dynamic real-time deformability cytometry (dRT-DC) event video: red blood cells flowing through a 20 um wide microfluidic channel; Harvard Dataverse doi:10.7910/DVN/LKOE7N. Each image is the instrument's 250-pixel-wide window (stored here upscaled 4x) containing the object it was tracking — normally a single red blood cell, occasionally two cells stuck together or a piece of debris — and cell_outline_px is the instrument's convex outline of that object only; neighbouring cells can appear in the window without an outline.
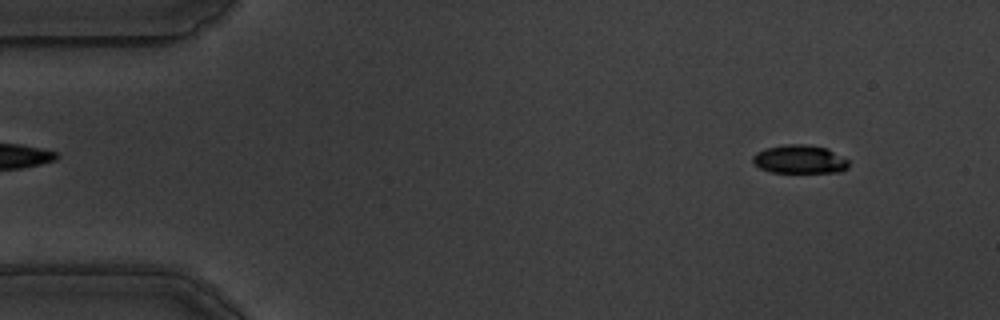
{"species": "common noctule bat (a hibernating species)", "species_latin": "Nyctalus noctula", "temperature_condition": "warm", "stored_images_in_passage": 53, "camera_frame_rate_fps": 3000, "um_per_image_px": 0.085, "animal": {"sex": "male", "body_mass_g": 19.5, "forearm_length_mm": 54.6}, "frame": {"image": 1, "passage_image": 1, "time_ms": 0.0, "image_size_px": [1000, 320], "cell_outline_px": [[848, 168], [840, 172], [772, 172], [760, 168], [752, 160], [752, 156], [756, 152], [764, 148], [788, 144], [804, 144], [828, 148], [848, 160]], "centroid_in_image_um": [67.97, 13.53], "position_along_channel_um": 17.0, "area_um2": 15.9}}
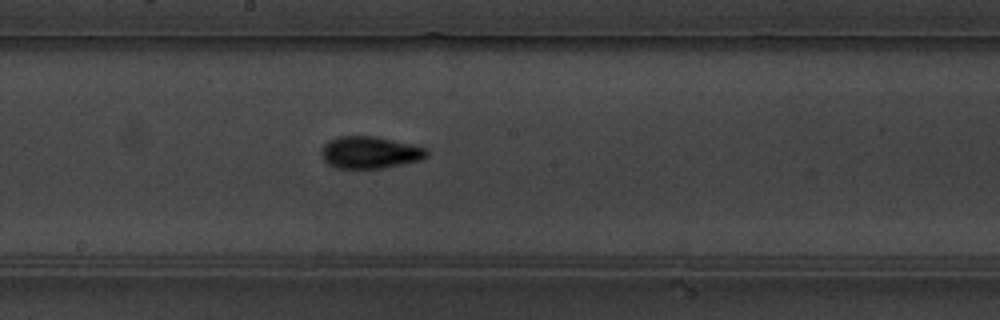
{"frame": {"image": 2, "passage_image": 26, "time_ms": 8.333, "image_size_px": [1000, 320], "cell_outline_px": [[428, 156], [420, 160], [380, 168], [340, 168], [328, 164], [324, 160], [324, 144], [328, 140], [340, 136], [376, 136], [420, 144], [428, 148]], "centroid_in_image_um": [31.55, 12.93], "position_along_channel_um": 216.7, "area_um2": 19.77}}
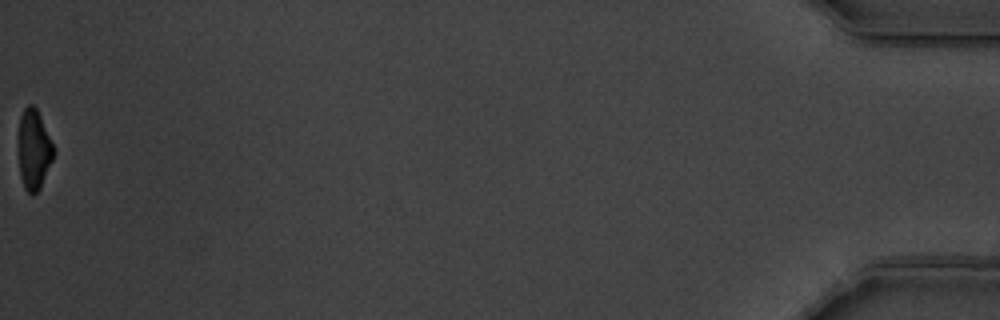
{"frame": {"image": 3, "passage_image": 53, "time_ms": 17.333, "image_size_px": [1000, 320], "cell_outline_px": [[56, 152], [40, 188], [32, 196], [24, 188], [20, 176], [16, 136], [20, 116], [24, 108], [28, 104], [32, 104], [36, 108], [56, 148]], "centroid_in_image_um": [2.85, 12.69], "position_along_channel_um": 432.3, "area_um2": 17.11}, "authors_computed_cell_mechanics": {"area_um2": 18.2648, "velocity_mm_per_s": 3.536, "shape_relaxation_time_tau1_ms": 3.3653, "shape_relaxation_time_tau2_ms": 1.5747, "deformation_change_tau1": 0.167, "deformation_change_tau2": 0.0741}}